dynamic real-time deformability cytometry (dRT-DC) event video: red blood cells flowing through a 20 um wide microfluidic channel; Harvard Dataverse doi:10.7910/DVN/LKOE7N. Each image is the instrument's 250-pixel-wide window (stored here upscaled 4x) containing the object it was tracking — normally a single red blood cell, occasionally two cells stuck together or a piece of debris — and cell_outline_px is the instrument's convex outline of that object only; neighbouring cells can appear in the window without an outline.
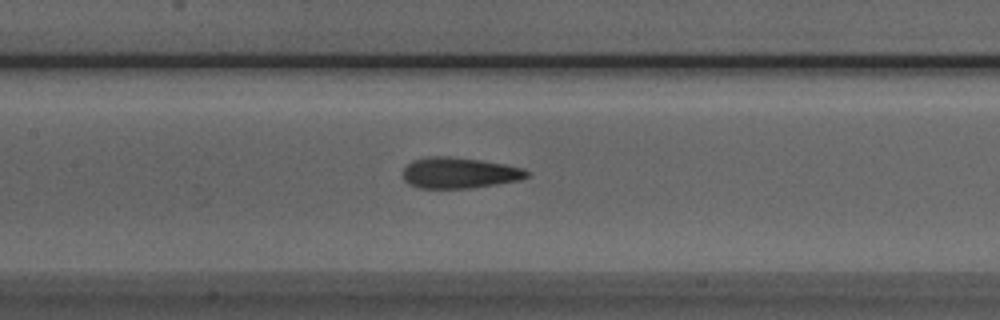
{"species": "Egyptian fruit bat (a non-hibernating species)", "species_latin": "Rousettus aegyptiacus", "temperature_condition": "room temperature", "stored_images_in_passage": 18, "camera_frame_rate_fps": 3000, "um_per_image_px": 0.085, "animal": {"sex": "male"}, "frame": {"image": 1, "passage_image": 16, "time_ms": 5.0, "image_size_px": [1000, 320], "cell_outline_px": [[532, 172], [528, 176], [520, 180], [496, 184], [468, 188], [420, 188], [408, 184], [404, 180], [400, 172], [404, 164], [412, 160], [428, 156], [448, 156], [480, 160], [504, 164], [524, 168]], "centroid_in_image_um": [38.98, 14.68], "position_along_channel_um": 168.4, "area_um2": 22.72}}